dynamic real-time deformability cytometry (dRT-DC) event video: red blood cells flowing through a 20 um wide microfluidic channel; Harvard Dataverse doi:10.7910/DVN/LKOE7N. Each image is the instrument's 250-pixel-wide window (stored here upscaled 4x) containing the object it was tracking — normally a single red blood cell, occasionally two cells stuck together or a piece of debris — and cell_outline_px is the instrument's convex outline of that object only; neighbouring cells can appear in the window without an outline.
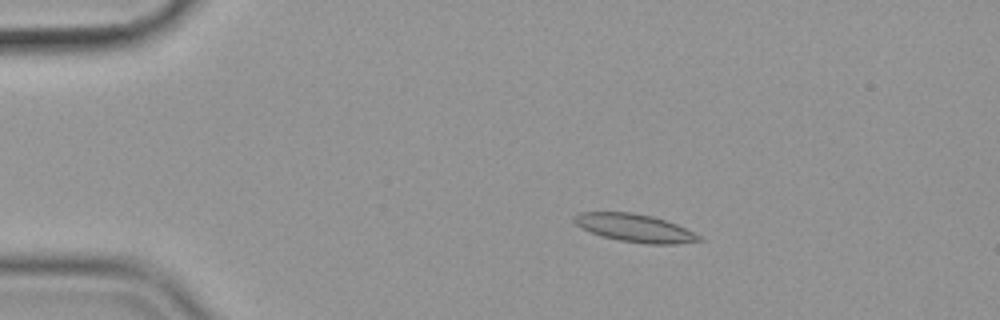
{"species": "common noctule bat (a hibernating species)", "species_latin": "Nyctalus noctula", "temperature_condition": "cold", "stored_images_in_passage": 47, "camera_frame_rate_fps": 3000, "um_per_image_px": 0.085, "animal": {"sex": "female", "body_mass_g": 19.9}, "frame": {"image": 1, "passage_image": 1, "time_ms": 0.0, "image_size_px": [1000, 320], "cell_outline_px": [[704, 240], [676, 244], [648, 244], [620, 240], [604, 236], [592, 232], [576, 224], [572, 220], [572, 216], [580, 212], [632, 212], [652, 216], [676, 224], [700, 236]], "centroid_in_image_um": [53.95, 19.37], "position_along_channel_um": 31.1, "area_um2": 20.0}}
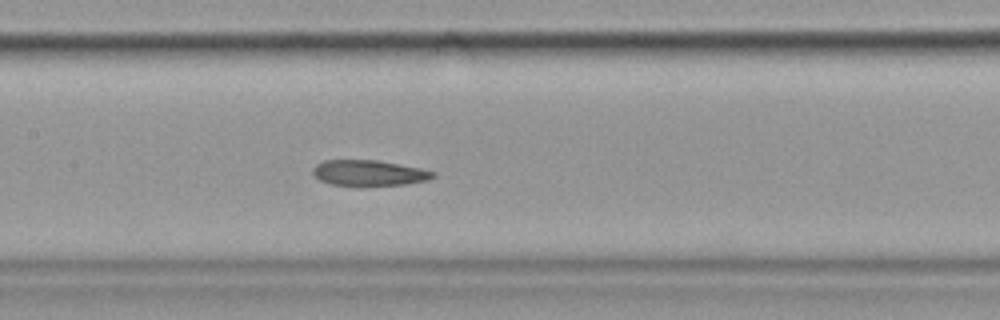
{"frame": {"image": 2, "passage_image": 18, "time_ms": 5.667, "image_size_px": [1000, 320], "cell_outline_px": [[436, 176], [428, 180], [404, 184], [360, 188], [332, 184], [320, 180], [312, 172], [312, 168], [316, 164], [324, 160], [376, 160], [420, 168], [436, 172]], "centroid_in_image_um": [31.35, 14.73], "position_along_channel_um": 176.0, "area_um2": 18.5}}
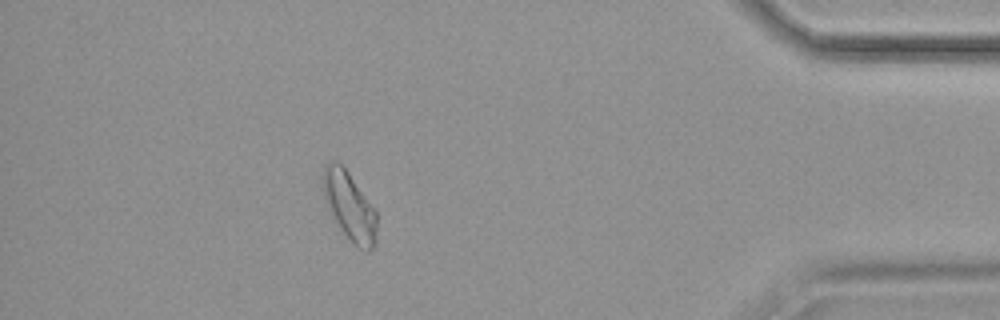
{"frame": {"image": 3, "passage_image": 41, "time_ms": 13.333, "image_size_px": [1000, 320], "cell_outline_px": [[376, 244], [368, 252], [364, 252], [356, 248], [336, 224], [324, 196], [320, 180], [320, 176], [324, 164], [332, 160], [336, 160], [348, 172], [376, 212]], "centroid_in_image_um": [29.67, 17.53], "position_along_channel_um": 405.5, "area_um2": 21.68}, "authors_computed_cell_mechanics": {"area_um2": 19.5364, "velocity_mm_per_s": 3.5587, "shape_relaxation_time_tau1_ms": null, "shape_relaxation_time_tau2_ms": 4.441, "deformation_change_tau1": null, "deformation_change_tau2": 0.1057}}